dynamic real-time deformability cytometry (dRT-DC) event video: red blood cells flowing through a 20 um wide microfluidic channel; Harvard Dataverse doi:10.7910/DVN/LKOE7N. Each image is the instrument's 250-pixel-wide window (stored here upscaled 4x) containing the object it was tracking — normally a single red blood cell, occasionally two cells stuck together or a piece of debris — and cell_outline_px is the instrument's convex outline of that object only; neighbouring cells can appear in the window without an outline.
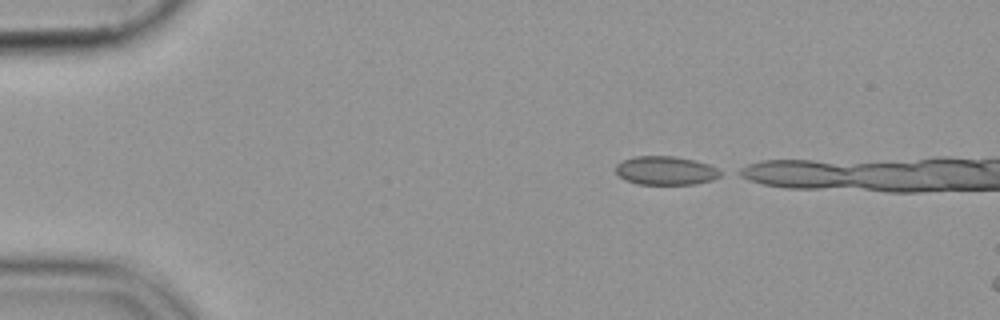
{"species": "common noctule bat (a hibernating species)", "species_latin": "Nyctalus noctula", "temperature_condition": "cold", "stored_images_in_passage": 8, "camera_frame_rate_fps": 3000, "um_per_image_px": 0.085, "animal": {"sex": "female", "body_mass_g": 19.9}, "frame": {"image": 1, "passage_image": 1, "time_ms": 0.0, "image_size_px": [1000, 320], "cell_outline_px": [[724, 172], [720, 176], [712, 180], [696, 184], [636, 184], [624, 180], [616, 172], [616, 164], [632, 156], [676, 156], [696, 160], [708, 164]], "centroid_in_image_um": [56.59, 14.5], "position_along_channel_um": 28.4, "area_um2": 17.69}}